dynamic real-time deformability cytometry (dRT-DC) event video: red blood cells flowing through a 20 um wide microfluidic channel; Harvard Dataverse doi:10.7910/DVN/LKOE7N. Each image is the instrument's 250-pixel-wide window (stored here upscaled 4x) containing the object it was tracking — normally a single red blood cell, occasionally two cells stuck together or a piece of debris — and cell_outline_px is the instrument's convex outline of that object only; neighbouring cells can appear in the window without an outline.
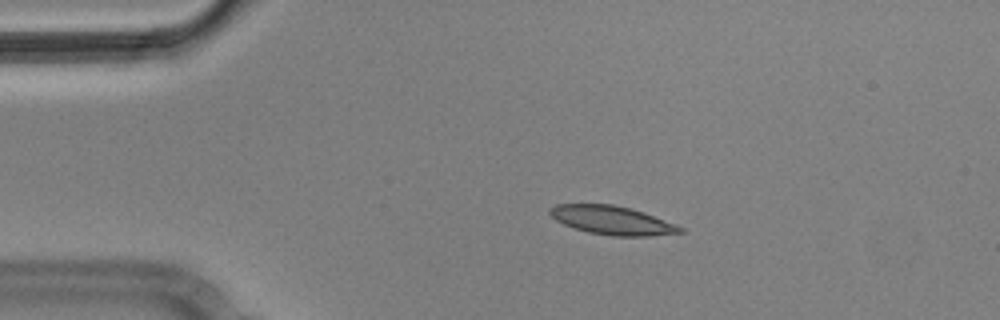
{"species": "Egyptian fruit bat (a non-hibernating species)", "species_latin": "Rousettus aegyptiacus", "temperature_condition": "cold", "stored_images_in_passage": 5, "camera_frame_rate_fps": 3000, "um_per_image_px": 0.085, "animal": {"sex": "male"}, "frame": {"image": 1, "passage_image": 2, "time_ms": 0.333, "image_size_px": [1000, 320], "cell_outline_px": [[684, 232], [648, 236], [612, 236], [588, 232], [564, 224], [556, 220], [548, 212], [548, 208], [556, 204], [612, 204], [632, 208], [644, 212], [676, 224], [684, 228]], "centroid_in_image_um": [52.04, 18.71], "position_along_channel_um": 33.0, "area_um2": 21.79}}
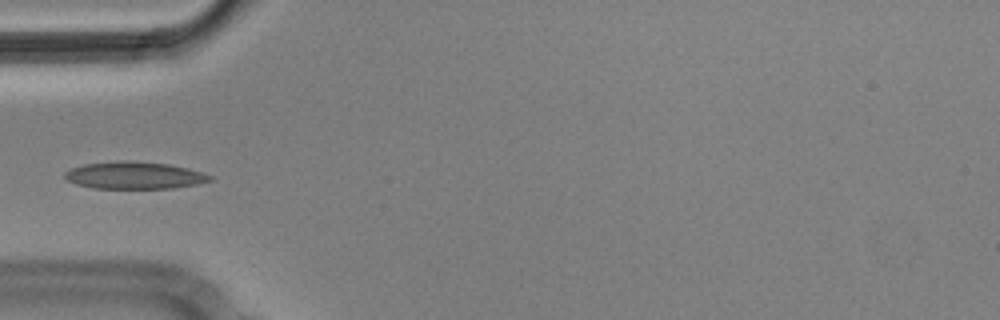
{"frame": {"image": 2, "passage_image": 4, "time_ms": 1.0, "image_size_px": [1000, 320], "cell_outline_px": [[212, 180], [196, 184], [172, 188], [92, 188], [76, 184], [68, 180], [64, 176], [64, 172], [72, 168], [84, 164], [120, 160], [124, 160], [168, 164], [188, 168], [212, 176]], "centroid_in_image_um": [11.4, 14.9], "position_along_channel_um": 73.6, "area_um2": 22.83}}